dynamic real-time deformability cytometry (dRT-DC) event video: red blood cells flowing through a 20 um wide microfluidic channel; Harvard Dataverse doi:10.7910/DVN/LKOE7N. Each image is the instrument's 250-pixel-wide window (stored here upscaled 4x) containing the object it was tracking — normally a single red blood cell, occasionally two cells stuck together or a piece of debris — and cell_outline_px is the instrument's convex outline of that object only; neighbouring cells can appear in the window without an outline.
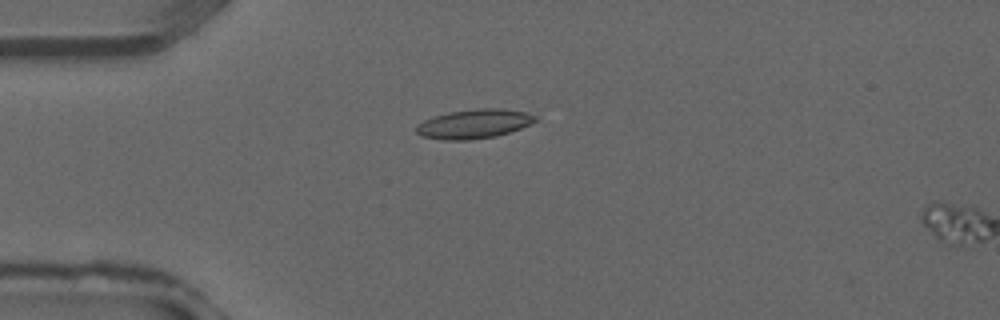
{"species": "common noctule bat (a hibernating species)", "species_latin": "Nyctalus noctula", "temperature_condition": "warm", "stored_images_in_passage": 11, "segment_of_instrument_passage": [1, 2], "camera_frame_rate_fps": 3000, "um_per_image_px": 0.085, "animal": {"sex": "male", "forearm_length_mm": 52.5}, "frame": {"image": 1, "passage_image": 10, "time_ms": 3.0, "image_size_px": [1000, 320], "cell_outline_px": [[536, 120], [532, 124], [496, 136], [472, 140], [444, 140], [420, 136], [416, 132], [416, 124], [424, 120], [436, 116], [452, 112], [480, 108], [504, 108], [524, 112], [536, 116]], "centroid_in_image_um": [40.28, 10.54], "position_along_channel_um": 44.7, "area_um2": 20.17}}